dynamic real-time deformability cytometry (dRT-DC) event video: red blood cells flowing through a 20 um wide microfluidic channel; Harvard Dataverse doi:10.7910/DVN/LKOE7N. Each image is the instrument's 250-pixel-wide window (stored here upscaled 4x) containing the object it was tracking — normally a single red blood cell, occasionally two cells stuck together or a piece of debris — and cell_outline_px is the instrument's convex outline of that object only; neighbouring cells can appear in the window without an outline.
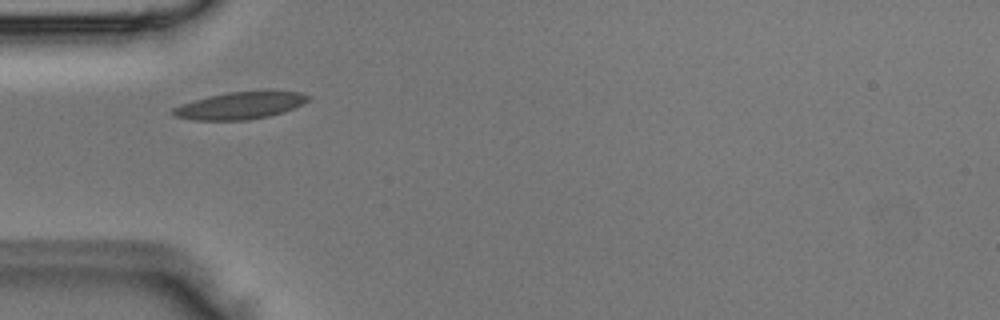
{"species": "Egyptian fruit bat (a non-hibernating species)", "species_latin": "Rousettus aegyptiacus", "temperature_condition": "room temperature", "stored_images_in_passage": 3, "camera_frame_rate_fps": 3000, "um_per_image_px": 0.085, "animal": {"sex": "male"}, "frame": {"image": 1, "passage_image": 1, "time_ms": 0.0, "image_size_px": [1000, 320], "cell_outline_px": [[312, 96], [304, 104], [284, 112], [268, 116], [248, 120], [196, 120], [176, 116], [172, 112], [172, 108], [208, 96], [228, 92], [268, 88], [300, 92]], "centroid_in_image_um": [20.55, 8.92], "position_along_channel_um": 64.4, "area_um2": 21.96}}
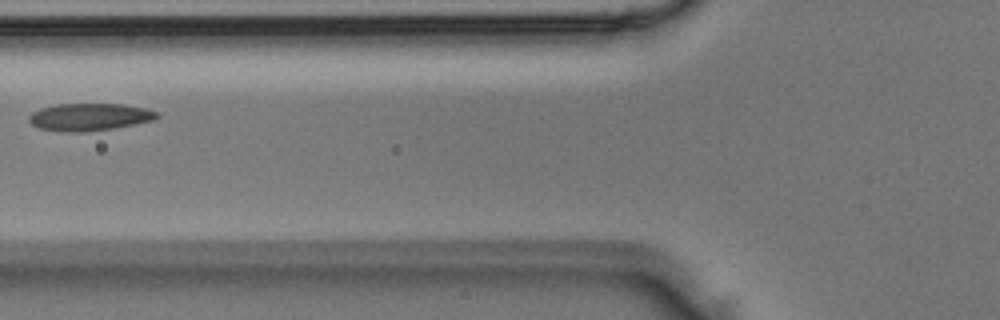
{"frame": {"image": 2, "passage_image": 2, "time_ms": 0.333, "image_size_px": [1000, 320], "cell_outline_px": [[160, 116], [152, 120], [112, 128], [76, 132], [60, 132], [40, 128], [32, 124], [28, 120], [28, 116], [32, 112], [40, 108], [56, 104], [124, 104], [144, 108], [160, 112]], "centroid_in_image_um": [7.57, 9.93], "position_along_channel_um": 118.2, "area_um2": 20.29}}
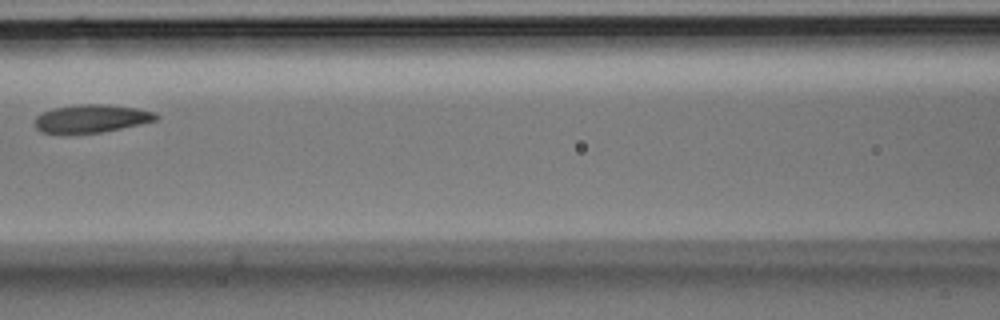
{"frame": {"image": 3, "passage_image": 3, "time_ms": 0.667, "image_size_px": [1000, 320], "cell_outline_px": [[160, 116], [156, 120], [140, 124], [100, 132], [64, 136], [40, 132], [36, 128], [36, 116], [44, 112], [56, 108], [80, 104], [108, 104], [136, 108], [156, 112]], "centroid_in_image_um": [7.74, 10.11], "position_along_channel_um": 158.9, "area_um2": 20.17}}